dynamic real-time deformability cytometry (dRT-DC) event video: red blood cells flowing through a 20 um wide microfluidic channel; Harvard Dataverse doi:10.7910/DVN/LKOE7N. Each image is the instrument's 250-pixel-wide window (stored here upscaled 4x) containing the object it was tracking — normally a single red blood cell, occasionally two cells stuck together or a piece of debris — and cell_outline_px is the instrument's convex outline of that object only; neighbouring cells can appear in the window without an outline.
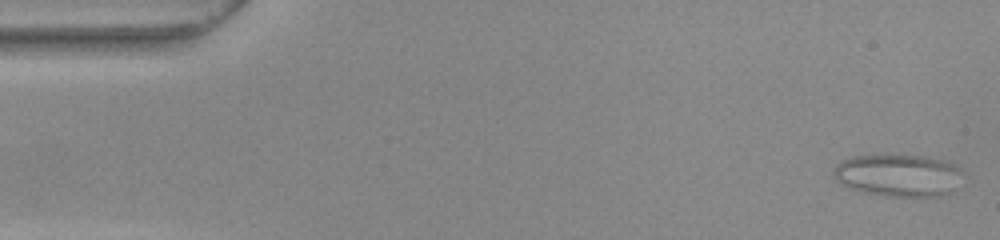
{"species": "common noctule bat (a hibernating species)", "species_latin": "Nyctalus noctula", "temperature_condition": "warm", "stored_images_in_passage": 52, "camera_frame_rate_fps": 3000, "um_per_image_px": 0.085, "animal": {"sex": "female", "body_mass_g": 22.0, "forearm_length_mm": 56.7}, "frame": {"image": 1, "passage_image": 1, "time_ms": 0.0, "image_size_px": [1000, 240], "cell_outline_px": [[960, 172], [952, 192], [944, 196], [880, 196], [860, 192], [848, 188], [840, 184], [836, 180], [832, 172], [836, 164], [840, 160], [856, 156], [888, 152], [924, 156], [940, 160], [952, 164]], "centroid_in_image_um": [76.22, 14.88], "position_along_channel_um": 8.8, "area_um2": 32.48}}
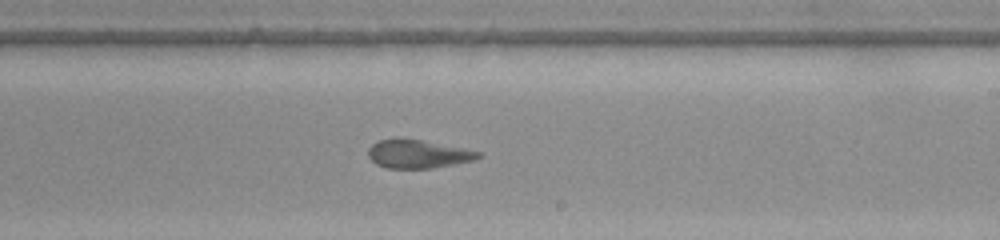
{"frame": {"image": 2, "passage_image": 30, "time_ms": 9.667, "image_size_px": [1000, 240], "cell_outline_px": [[480, 156], [476, 160], [432, 168], [388, 168], [376, 164], [368, 156], [368, 148], [376, 140], [400, 136], [464, 148], [480, 152]], "centroid_in_image_um": [35.47, 13.06], "position_along_channel_um": 253.5, "area_um2": 18.5}}
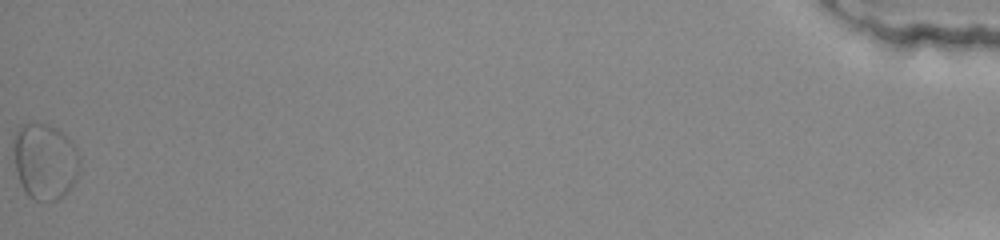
{"frame": {"image": 3, "passage_image": 52, "time_ms": 17.0, "image_size_px": [1000, 240], "cell_outline_px": [[80, 172], [64, 196], [56, 200], [36, 200], [28, 196], [24, 192], [20, 184], [16, 172], [12, 144], [12, 136], [28, 120], [48, 124], [56, 128], [76, 148], [80, 160]], "centroid_in_image_um": [3.78, 13.69], "position_along_channel_um": 431.4, "area_um2": 29.71}, "authors_computed_cell_mechanics": {"area_um2": 19.1607, "velocity_mm_per_s": 3.8715, "shape_relaxation_time_tau1_ms": null, "shape_relaxation_time_tau2_ms": 3.1078, "deformation_change_tau1": null, "deformation_change_tau2": 0.1241}}